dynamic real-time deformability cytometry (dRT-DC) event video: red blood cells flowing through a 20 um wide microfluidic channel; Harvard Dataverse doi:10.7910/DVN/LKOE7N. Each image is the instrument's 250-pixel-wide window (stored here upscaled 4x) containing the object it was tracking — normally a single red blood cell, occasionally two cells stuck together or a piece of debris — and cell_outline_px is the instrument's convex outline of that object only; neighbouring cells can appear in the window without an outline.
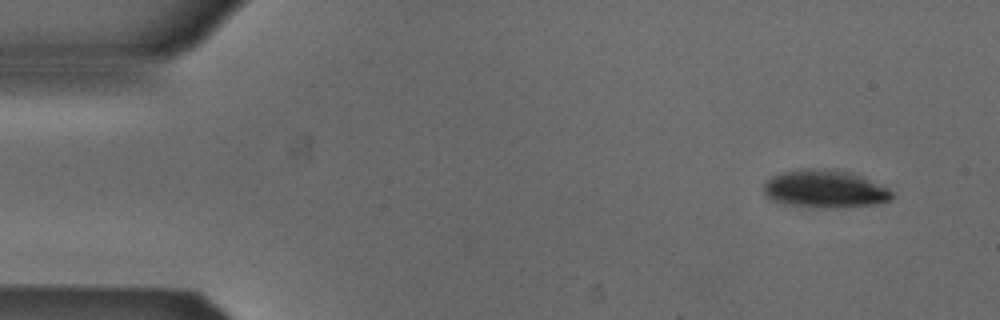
{"species": "Egyptian fruit bat (a non-hibernating species)", "species_latin": "Rousettus aegyptiacus", "temperature_condition": "cold", "stored_images_in_passage": 6, "camera_frame_rate_fps": 3000, "um_per_image_px": 0.085, "animal": {"sex": "male"}, "frame": {"image": 1, "passage_image": 6, "time_ms": 1.667, "image_size_px": [1000, 320], "cell_outline_px": [[892, 200], [884, 204], [840, 208], [812, 208], [788, 204], [772, 200], [764, 196], [764, 180], [772, 176], [784, 172], [800, 168], [836, 168], [852, 172], [888, 188], [892, 192]], "centroid_in_image_um": [70.13, 16.06], "position_along_channel_um": 14.9, "area_um2": 29.07}}